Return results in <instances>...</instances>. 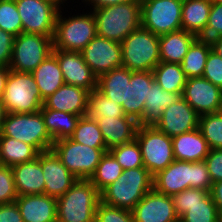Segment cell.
Wrapping results in <instances>:
<instances>
[{
    "label": "cell",
    "mask_w": 222,
    "mask_h": 222,
    "mask_svg": "<svg viewBox=\"0 0 222 222\" xmlns=\"http://www.w3.org/2000/svg\"><path fill=\"white\" fill-rule=\"evenodd\" d=\"M39 162L44 175V194L58 198L64 195L78 180L51 149L39 153Z\"/></svg>",
    "instance_id": "cell-19"
},
{
    "label": "cell",
    "mask_w": 222,
    "mask_h": 222,
    "mask_svg": "<svg viewBox=\"0 0 222 222\" xmlns=\"http://www.w3.org/2000/svg\"><path fill=\"white\" fill-rule=\"evenodd\" d=\"M16 204L23 222H57V198L45 194L21 195Z\"/></svg>",
    "instance_id": "cell-23"
},
{
    "label": "cell",
    "mask_w": 222,
    "mask_h": 222,
    "mask_svg": "<svg viewBox=\"0 0 222 222\" xmlns=\"http://www.w3.org/2000/svg\"><path fill=\"white\" fill-rule=\"evenodd\" d=\"M97 123L108 150L134 140L139 126L134 118L126 115L117 118L102 117Z\"/></svg>",
    "instance_id": "cell-24"
},
{
    "label": "cell",
    "mask_w": 222,
    "mask_h": 222,
    "mask_svg": "<svg viewBox=\"0 0 222 222\" xmlns=\"http://www.w3.org/2000/svg\"><path fill=\"white\" fill-rule=\"evenodd\" d=\"M211 6V0H183L182 29L200 37L207 27Z\"/></svg>",
    "instance_id": "cell-29"
},
{
    "label": "cell",
    "mask_w": 222,
    "mask_h": 222,
    "mask_svg": "<svg viewBox=\"0 0 222 222\" xmlns=\"http://www.w3.org/2000/svg\"><path fill=\"white\" fill-rule=\"evenodd\" d=\"M51 1L54 2L60 8H65V6H67L69 3L68 2L69 0H51ZM71 1L74 2V0H70V3H71Z\"/></svg>",
    "instance_id": "cell-54"
},
{
    "label": "cell",
    "mask_w": 222,
    "mask_h": 222,
    "mask_svg": "<svg viewBox=\"0 0 222 222\" xmlns=\"http://www.w3.org/2000/svg\"><path fill=\"white\" fill-rule=\"evenodd\" d=\"M212 2H219L222 3V0H211Z\"/></svg>",
    "instance_id": "cell-55"
},
{
    "label": "cell",
    "mask_w": 222,
    "mask_h": 222,
    "mask_svg": "<svg viewBox=\"0 0 222 222\" xmlns=\"http://www.w3.org/2000/svg\"><path fill=\"white\" fill-rule=\"evenodd\" d=\"M60 65L65 84L78 86L92 92L97 89L98 78L85 63L81 52L53 49Z\"/></svg>",
    "instance_id": "cell-21"
},
{
    "label": "cell",
    "mask_w": 222,
    "mask_h": 222,
    "mask_svg": "<svg viewBox=\"0 0 222 222\" xmlns=\"http://www.w3.org/2000/svg\"><path fill=\"white\" fill-rule=\"evenodd\" d=\"M212 50L222 57V36L216 37L211 41Z\"/></svg>",
    "instance_id": "cell-52"
},
{
    "label": "cell",
    "mask_w": 222,
    "mask_h": 222,
    "mask_svg": "<svg viewBox=\"0 0 222 222\" xmlns=\"http://www.w3.org/2000/svg\"><path fill=\"white\" fill-rule=\"evenodd\" d=\"M97 89L122 106L125 102L126 67L121 66L101 75L97 80Z\"/></svg>",
    "instance_id": "cell-35"
},
{
    "label": "cell",
    "mask_w": 222,
    "mask_h": 222,
    "mask_svg": "<svg viewBox=\"0 0 222 222\" xmlns=\"http://www.w3.org/2000/svg\"><path fill=\"white\" fill-rule=\"evenodd\" d=\"M52 38L24 32L16 36L9 69L32 73L52 53Z\"/></svg>",
    "instance_id": "cell-11"
},
{
    "label": "cell",
    "mask_w": 222,
    "mask_h": 222,
    "mask_svg": "<svg viewBox=\"0 0 222 222\" xmlns=\"http://www.w3.org/2000/svg\"><path fill=\"white\" fill-rule=\"evenodd\" d=\"M15 36L0 29V66L9 67Z\"/></svg>",
    "instance_id": "cell-47"
},
{
    "label": "cell",
    "mask_w": 222,
    "mask_h": 222,
    "mask_svg": "<svg viewBox=\"0 0 222 222\" xmlns=\"http://www.w3.org/2000/svg\"><path fill=\"white\" fill-rule=\"evenodd\" d=\"M97 36L121 43L141 26V0L92 10Z\"/></svg>",
    "instance_id": "cell-4"
},
{
    "label": "cell",
    "mask_w": 222,
    "mask_h": 222,
    "mask_svg": "<svg viewBox=\"0 0 222 222\" xmlns=\"http://www.w3.org/2000/svg\"><path fill=\"white\" fill-rule=\"evenodd\" d=\"M211 49V42L199 37L191 44L180 63L187 79L203 76L205 64Z\"/></svg>",
    "instance_id": "cell-34"
},
{
    "label": "cell",
    "mask_w": 222,
    "mask_h": 222,
    "mask_svg": "<svg viewBox=\"0 0 222 222\" xmlns=\"http://www.w3.org/2000/svg\"><path fill=\"white\" fill-rule=\"evenodd\" d=\"M0 222H23L16 202L0 205Z\"/></svg>",
    "instance_id": "cell-48"
},
{
    "label": "cell",
    "mask_w": 222,
    "mask_h": 222,
    "mask_svg": "<svg viewBox=\"0 0 222 222\" xmlns=\"http://www.w3.org/2000/svg\"><path fill=\"white\" fill-rule=\"evenodd\" d=\"M199 114L184 100L182 96L162 112L161 119L155 127L173 138L198 128Z\"/></svg>",
    "instance_id": "cell-17"
},
{
    "label": "cell",
    "mask_w": 222,
    "mask_h": 222,
    "mask_svg": "<svg viewBox=\"0 0 222 222\" xmlns=\"http://www.w3.org/2000/svg\"><path fill=\"white\" fill-rule=\"evenodd\" d=\"M24 33L53 36L60 7L51 0H15Z\"/></svg>",
    "instance_id": "cell-14"
},
{
    "label": "cell",
    "mask_w": 222,
    "mask_h": 222,
    "mask_svg": "<svg viewBox=\"0 0 222 222\" xmlns=\"http://www.w3.org/2000/svg\"><path fill=\"white\" fill-rule=\"evenodd\" d=\"M198 129L210 149L222 148V111L200 115Z\"/></svg>",
    "instance_id": "cell-39"
},
{
    "label": "cell",
    "mask_w": 222,
    "mask_h": 222,
    "mask_svg": "<svg viewBox=\"0 0 222 222\" xmlns=\"http://www.w3.org/2000/svg\"><path fill=\"white\" fill-rule=\"evenodd\" d=\"M135 139L141 149L144 167L153 176L175 160L172 139L155 126L139 125Z\"/></svg>",
    "instance_id": "cell-10"
},
{
    "label": "cell",
    "mask_w": 222,
    "mask_h": 222,
    "mask_svg": "<svg viewBox=\"0 0 222 222\" xmlns=\"http://www.w3.org/2000/svg\"><path fill=\"white\" fill-rule=\"evenodd\" d=\"M1 100L7 113H36L44 102L32 73L11 69Z\"/></svg>",
    "instance_id": "cell-8"
},
{
    "label": "cell",
    "mask_w": 222,
    "mask_h": 222,
    "mask_svg": "<svg viewBox=\"0 0 222 222\" xmlns=\"http://www.w3.org/2000/svg\"><path fill=\"white\" fill-rule=\"evenodd\" d=\"M52 150L62 164L78 179H90L107 148H92L70 138L55 141Z\"/></svg>",
    "instance_id": "cell-9"
},
{
    "label": "cell",
    "mask_w": 222,
    "mask_h": 222,
    "mask_svg": "<svg viewBox=\"0 0 222 222\" xmlns=\"http://www.w3.org/2000/svg\"><path fill=\"white\" fill-rule=\"evenodd\" d=\"M40 112L42 113L44 123L49 135L55 141L70 138L79 121V115L56 111L42 106Z\"/></svg>",
    "instance_id": "cell-31"
},
{
    "label": "cell",
    "mask_w": 222,
    "mask_h": 222,
    "mask_svg": "<svg viewBox=\"0 0 222 222\" xmlns=\"http://www.w3.org/2000/svg\"><path fill=\"white\" fill-rule=\"evenodd\" d=\"M153 189V175L145 168L123 170L120 177L100 192V201L110 206L132 211Z\"/></svg>",
    "instance_id": "cell-3"
},
{
    "label": "cell",
    "mask_w": 222,
    "mask_h": 222,
    "mask_svg": "<svg viewBox=\"0 0 222 222\" xmlns=\"http://www.w3.org/2000/svg\"><path fill=\"white\" fill-rule=\"evenodd\" d=\"M70 139L92 148H106L97 121L92 120L87 115L80 117Z\"/></svg>",
    "instance_id": "cell-38"
},
{
    "label": "cell",
    "mask_w": 222,
    "mask_h": 222,
    "mask_svg": "<svg viewBox=\"0 0 222 222\" xmlns=\"http://www.w3.org/2000/svg\"><path fill=\"white\" fill-rule=\"evenodd\" d=\"M178 97V94L163 90L154 81L149 86V94L145 100L142 122L139 125L155 126L161 119L163 110L172 105Z\"/></svg>",
    "instance_id": "cell-30"
},
{
    "label": "cell",
    "mask_w": 222,
    "mask_h": 222,
    "mask_svg": "<svg viewBox=\"0 0 222 222\" xmlns=\"http://www.w3.org/2000/svg\"><path fill=\"white\" fill-rule=\"evenodd\" d=\"M39 152L30 144L11 137L0 136V157L2 164L13 167L34 160Z\"/></svg>",
    "instance_id": "cell-32"
},
{
    "label": "cell",
    "mask_w": 222,
    "mask_h": 222,
    "mask_svg": "<svg viewBox=\"0 0 222 222\" xmlns=\"http://www.w3.org/2000/svg\"><path fill=\"white\" fill-rule=\"evenodd\" d=\"M210 195L218 209L220 216L222 217V180L212 183Z\"/></svg>",
    "instance_id": "cell-50"
},
{
    "label": "cell",
    "mask_w": 222,
    "mask_h": 222,
    "mask_svg": "<svg viewBox=\"0 0 222 222\" xmlns=\"http://www.w3.org/2000/svg\"><path fill=\"white\" fill-rule=\"evenodd\" d=\"M74 7L72 10L76 14L74 12V15H72L69 11L68 16L65 14L68 10L65 8L64 12V8H60L52 38L53 49L81 52L97 35L93 12L90 10L84 12L85 9H83L82 13H77Z\"/></svg>",
    "instance_id": "cell-2"
},
{
    "label": "cell",
    "mask_w": 222,
    "mask_h": 222,
    "mask_svg": "<svg viewBox=\"0 0 222 222\" xmlns=\"http://www.w3.org/2000/svg\"><path fill=\"white\" fill-rule=\"evenodd\" d=\"M182 97L199 115L222 111V89L203 77L188 78Z\"/></svg>",
    "instance_id": "cell-16"
},
{
    "label": "cell",
    "mask_w": 222,
    "mask_h": 222,
    "mask_svg": "<svg viewBox=\"0 0 222 222\" xmlns=\"http://www.w3.org/2000/svg\"><path fill=\"white\" fill-rule=\"evenodd\" d=\"M211 187L212 181L205 161L174 160L164 170L153 176V188L168 196L189 188L210 191Z\"/></svg>",
    "instance_id": "cell-1"
},
{
    "label": "cell",
    "mask_w": 222,
    "mask_h": 222,
    "mask_svg": "<svg viewBox=\"0 0 222 222\" xmlns=\"http://www.w3.org/2000/svg\"><path fill=\"white\" fill-rule=\"evenodd\" d=\"M32 75L34 76L39 94L43 101L65 83L60 65L53 52L42 61L32 72Z\"/></svg>",
    "instance_id": "cell-28"
},
{
    "label": "cell",
    "mask_w": 222,
    "mask_h": 222,
    "mask_svg": "<svg viewBox=\"0 0 222 222\" xmlns=\"http://www.w3.org/2000/svg\"><path fill=\"white\" fill-rule=\"evenodd\" d=\"M202 77L222 89V57L212 49L209 52Z\"/></svg>",
    "instance_id": "cell-45"
},
{
    "label": "cell",
    "mask_w": 222,
    "mask_h": 222,
    "mask_svg": "<svg viewBox=\"0 0 222 222\" xmlns=\"http://www.w3.org/2000/svg\"><path fill=\"white\" fill-rule=\"evenodd\" d=\"M134 222H179L171 196L151 189L132 210Z\"/></svg>",
    "instance_id": "cell-20"
},
{
    "label": "cell",
    "mask_w": 222,
    "mask_h": 222,
    "mask_svg": "<svg viewBox=\"0 0 222 222\" xmlns=\"http://www.w3.org/2000/svg\"><path fill=\"white\" fill-rule=\"evenodd\" d=\"M171 139L175 160L204 161L210 152V147L198 128Z\"/></svg>",
    "instance_id": "cell-25"
},
{
    "label": "cell",
    "mask_w": 222,
    "mask_h": 222,
    "mask_svg": "<svg viewBox=\"0 0 222 222\" xmlns=\"http://www.w3.org/2000/svg\"><path fill=\"white\" fill-rule=\"evenodd\" d=\"M95 222H134V218L132 211L100 201L96 207Z\"/></svg>",
    "instance_id": "cell-42"
},
{
    "label": "cell",
    "mask_w": 222,
    "mask_h": 222,
    "mask_svg": "<svg viewBox=\"0 0 222 222\" xmlns=\"http://www.w3.org/2000/svg\"><path fill=\"white\" fill-rule=\"evenodd\" d=\"M220 36H222V3L212 2L207 27L199 38L211 41Z\"/></svg>",
    "instance_id": "cell-44"
},
{
    "label": "cell",
    "mask_w": 222,
    "mask_h": 222,
    "mask_svg": "<svg viewBox=\"0 0 222 222\" xmlns=\"http://www.w3.org/2000/svg\"><path fill=\"white\" fill-rule=\"evenodd\" d=\"M81 54L97 78L122 66L121 43L97 35L84 47Z\"/></svg>",
    "instance_id": "cell-15"
},
{
    "label": "cell",
    "mask_w": 222,
    "mask_h": 222,
    "mask_svg": "<svg viewBox=\"0 0 222 222\" xmlns=\"http://www.w3.org/2000/svg\"><path fill=\"white\" fill-rule=\"evenodd\" d=\"M152 72L154 80L163 90L182 96L187 77L181 64L159 62Z\"/></svg>",
    "instance_id": "cell-33"
},
{
    "label": "cell",
    "mask_w": 222,
    "mask_h": 222,
    "mask_svg": "<svg viewBox=\"0 0 222 222\" xmlns=\"http://www.w3.org/2000/svg\"><path fill=\"white\" fill-rule=\"evenodd\" d=\"M100 192L89 179H78L57 198V222H95Z\"/></svg>",
    "instance_id": "cell-5"
},
{
    "label": "cell",
    "mask_w": 222,
    "mask_h": 222,
    "mask_svg": "<svg viewBox=\"0 0 222 222\" xmlns=\"http://www.w3.org/2000/svg\"><path fill=\"white\" fill-rule=\"evenodd\" d=\"M87 116L97 121L102 117H123L125 113L121 105L111 101L110 98H107L98 89H95L88 96Z\"/></svg>",
    "instance_id": "cell-36"
},
{
    "label": "cell",
    "mask_w": 222,
    "mask_h": 222,
    "mask_svg": "<svg viewBox=\"0 0 222 222\" xmlns=\"http://www.w3.org/2000/svg\"><path fill=\"white\" fill-rule=\"evenodd\" d=\"M9 71H10L9 67L0 66V99L3 96L6 87Z\"/></svg>",
    "instance_id": "cell-51"
},
{
    "label": "cell",
    "mask_w": 222,
    "mask_h": 222,
    "mask_svg": "<svg viewBox=\"0 0 222 222\" xmlns=\"http://www.w3.org/2000/svg\"><path fill=\"white\" fill-rule=\"evenodd\" d=\"M205 163L208 167V172L212 183L222 180V148L210 149V152L205 157Z\"/></svg>",
    "instance_id": "cell-46"
},
{
    "label": "cell",
    "mask_w": 222,
    "mask_h": 222,
    "mask_svg": "<svg viewBox=\"0 0 222 222\" xmlns=\"http://www.w3.org/2000/svg\"><path fill=\"white\" fill-rule=\"evenodd\" d=\"M171 197L179 222H222L210 191L189 188Z\"/></svg>",
    "instance_id": "cell-12"
},
{
    "label": "cell",
    "mask_w": 222,
    "mask_h": 222,
    "mask_svg": "<svg viewBox=\"0 0 222 222\" xmlns=\"http://www.w3.org/2000/svg\"><path fill=\"white\" fill-rule=\"evenodd\" d=\"M131 1L134 0H81V2L84 4L85 9H89L90 11ZM87 5L89 7H87Z\"/></svg>",
    "instance_id": "cell-49"
},
{
    "label": "cell",
    "mask_w": 222,
    "mask_h": 222,
    "mask_svg": "<svg viewBox=\"0 0 222 222\" xmlns=\"http://www.w3.org/2000/svg\"><path fill=\"white\" fill-rule=\"evenodd\" d=\"M124 170L144 167L140 146L136 139L108 150Z\"/></svg>",
    "instance_id": "cell-40"
},
{
    "label": "cell",
    "mask_w": 222,
    "mask_h": 222,
    "mask_svg": "<svg viewBox=\"0 0 222 222\" xmlns=\"http://www.w3.org/2000/svg\"><path fill=\"white\" fill-rule=\"evenodd\" d=\"M122 66L131 71H152L160 62L159 36L140 26L122 42Z\"/></svg>",
    "instance_id": "cell-6"
},
{
    "label": "cell",
    "mask_w": 222,
    "mask_h": 222,
    "mask_svg": "<svg viewBox=\"0 0 222 222\" xmlns=\"http://www.w3.org/2000/svg\"><path fill=\"white\" fill-rule=\"evenodd\" d=\"M89 94L90 92L84 88L64 83L44 100L43 105L49 109L82 117L87 115Z\"/></svg>",
    "instance_id": "cell-22"
},
{
    "label": "cell",
    "mask_w": 222,
    "mask_h": 222,
    "mask_svg": "<svg viewBox=\"0 0 222 222\" xmlns=\"http://www.w3.org/2000/svg\"><path fill=\"white\" fill-rule=\"evenodd\" d=\"M0 136L11 137L33 146L39 153L52 149L42 113H7Z\"/></svg>",
    "instance_id": "cell-7"
},
{
    "label": "cell",
    "mask_w": 222,
    "mask_h": 222,
    "mask_svg": "<svg viewBox=\"0 0 222 222\" xmlns=\"http://www.w3.org/2000/svg\"><path fill=\"white\" fill-rule=\"evenodd\" d=\"M0 29L15 37L23 32L15 0H0Z\"/></svg>",
    "instance_id": "cell-41"
},
{
    "label": "cell",
    "mask_w": 222,
    "mask_h": 222,
    "mask_svg": "<svg viewBox=\"0 0 222 222\" xmlns=\"http://www.w3.org/2000/svg\"><path fill=\"white\" fill-rule=\"evenodd\" d=\"M154 81L152 71H131L126 68V92L122 108L125 115L134 118L138 124L142 122L149 86Z\"/></svg>",
    "instance_id": "cell-18"
},
{
    "label": "cell",
    "mask_w": 222,
    "mask_h": 222,
    "mask_svg": "<svg viewBox=\"0 0 222 222\" xmlns=\"http://www.w3.org/2000/svg\"><path fill=\"white\" fill-rule=\"evenodd\" d=\"M198 37L183 29L159 36L160 62L180 64Z\"/></svg>",
    "instance_id": "cell-27"
},
{
    "label": "cell",
    "mask_w": 222,
    "mask_h": 222,
    "mask_svg": "<svg viewBox=\"0 0 222 222\" xmlns=\"http://www.w3.org/2000/svg\"><path fill=\"white\" fill-rule=\"evenodd\" d=\"M7 112L5 110L4 104L2 100L0 99V135L2 133L3 123Z\"/></svg>",
    "instance_id": "cell-53"
},
{
    "label": "cell",
    "mask_w": 222,
    "mask_h": 222,
    "mask_svg": "<svg viewBox=\"0 0 222 222\" xmlns=\"http://www.w3.org/2000/svg\"><path fill=\"white\" fill-rule=\"evenodd\" d=\"M123 168L114 156L107 151L97 165L95 173L89 179L96 189L101 192L109 184L115 182L123 173Z\"/></svg>",
    "instance_id": "cell-37"
},
{
    "label": "cell",
    "mask_w": 222,
    "mask_h": 222,
    "mask_svg": "<svg viewBox=\"0 0 222 222\" xmlns=\"http://www.w3.org/2000/svg\"><path fill=\"white\" fill-rule=\"evenodd\" d=\"M18 197L13 171L9 166H0V205L16 201Z\"/></svg>",
    "instance_id": "cell-43"
},
{
    "label": "cell",
    "mask_w": 222,
    "mask_h": 222,
    "mask_svg": "<svg viewBox=\"0 0 222 222\" xmlns=\"http://www.w3.org/2000/svg\"><path fill=\"white\" fill-rule=\"evenodd\" d=\"M183 0H141V26L155 35L182 29Z\"/></svg>",
    "instance_id": "cell-13"
},
{
    "label": "cell",
    "mask_w": 222,
    "mask_h": 222,
    "mask_svg": "<svg viewBox=\"0 0 222 222\" xmlns=\"http://www.w3.org/2000/svg\"><path fill=\"white\" fill-rule=\"evenodd\" d=\"M11 168L18 196L44 194L45 180L39 162V154L34 160L17 164Z\"/></svg>",
    "instance_id": "cell-26"
}]
</instances>
